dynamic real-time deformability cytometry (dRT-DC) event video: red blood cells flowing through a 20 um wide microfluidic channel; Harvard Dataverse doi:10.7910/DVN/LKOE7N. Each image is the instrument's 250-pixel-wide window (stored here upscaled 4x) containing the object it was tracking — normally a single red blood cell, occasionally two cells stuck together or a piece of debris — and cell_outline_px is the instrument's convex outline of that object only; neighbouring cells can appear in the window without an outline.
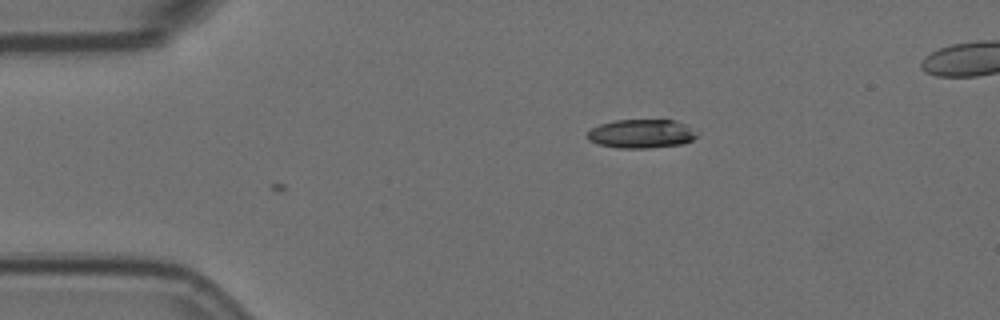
{"species": "Egyptian fruit bat (a non-hibernating species)", "species_latin": "Rousettus aegyptiacus", "temperature_condition": "room temperature", "stored_images_in_passage": 3, "camera_frame_rate_fps": 3000, "um_per_image_px": 0.085, "animal": {"sex": "female"}, "frame": {"image": 1, "passage_image": 3, "time_ms": 0.667, "image_size_px": [1000, 320], "cell_outline_px": [[700, 132], [692, 140], [684, 144], [648, 148], [620, 148], [596, 144], [588, 140], [588, 132], [592, 128], [600, 124], [616, 120], [676, 120], [688, 124]], "centroid_in_image_um": [54.58, 11.36], "position_along_channel_um": 30.4, "area_um2": 18.67}}